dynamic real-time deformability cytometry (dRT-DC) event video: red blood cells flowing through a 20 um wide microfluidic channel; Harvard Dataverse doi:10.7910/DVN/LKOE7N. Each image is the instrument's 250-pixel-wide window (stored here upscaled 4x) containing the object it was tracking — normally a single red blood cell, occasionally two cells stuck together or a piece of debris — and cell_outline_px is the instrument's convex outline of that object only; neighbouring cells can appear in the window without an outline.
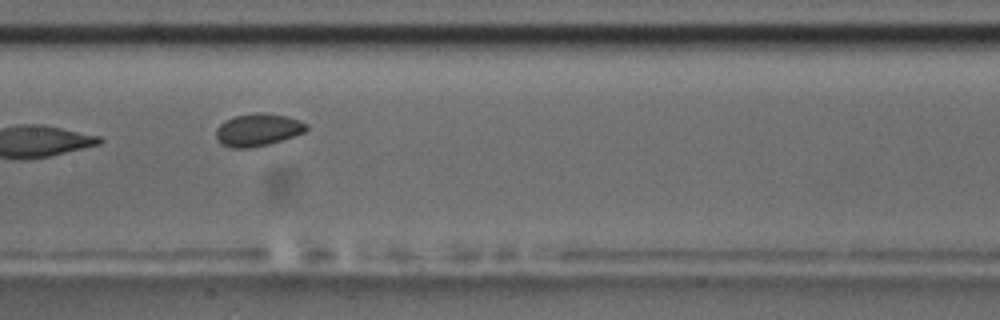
{"species": "common noctule bat (a hibernating species)", "species_latin": "Nyctalus noctula", "temperature_condition": "room temperature", "stored_images_in_passage": 9, "camera_frame_rate_fps": 3000, "um_per_image_px": 0.085, "animal": {"sex": "male", "body_mass_g": 17.5, "forearm_length_mm": 52.3}, "frame": {"image": 1, "passage_image": 8, "time_ms": 8.667, "image_size_px": [1000, 320], "cell_outline_px": [[308, 128], [304, 132], [268, 144], [248, 148], [232, 148], [220, 144], [216, 136], [216, 128], [220, 124], [236, 116], [256, 112], [264, 112], [288, 116], [300, 120], [308, 124]], "centroid_in_image_um": [21.92, 11.03], "position_along_channel_um": 185.5, "area_um2": 17.05}}